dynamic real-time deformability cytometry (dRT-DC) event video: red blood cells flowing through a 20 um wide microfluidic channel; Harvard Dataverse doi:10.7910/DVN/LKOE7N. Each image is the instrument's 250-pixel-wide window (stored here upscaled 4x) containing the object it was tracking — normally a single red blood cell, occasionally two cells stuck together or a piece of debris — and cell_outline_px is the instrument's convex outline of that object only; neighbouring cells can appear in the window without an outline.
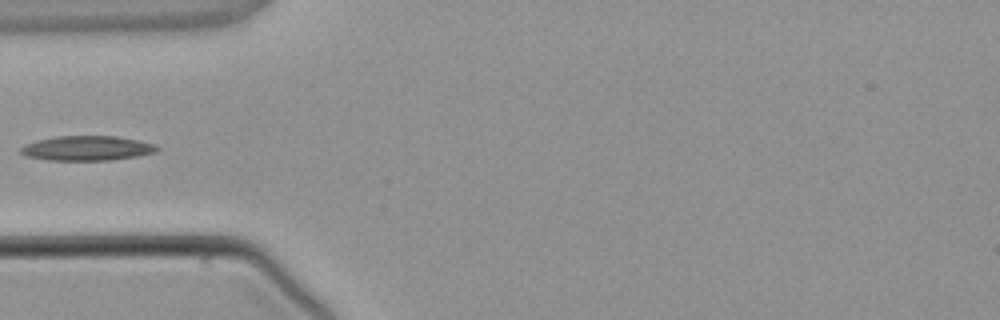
{"species": "common noctule bat (a hibernating species)", "species_latin": "Nyctalus noctula", "temperature_condition": "warm", "stored_images_in_passage": 4, "camera_frame_rate_fps": 3000, "um_per_image_px": 0.085, "animal": {"sex": "male", "body_mass_g": 21.5, "forearm_length_mm": 52.0}, "frame": {"image": 1, "passage_image": 4, "time_ms": 3.333, "image_size_px": [1000, 320], "cell_outline_px": [[160, 148], [156, 152], [136, 156], [112, 160], [48, 160], [24, 156], [20, 152], [20, 148], [24, 144], [36, 140], [56, 136], [116, 136], [140, 140], [156, 144]], "centroid_in_image_um": [7.39, 12.59], "position_along_channel_um": 77.6, "area_um2": 19.83}}